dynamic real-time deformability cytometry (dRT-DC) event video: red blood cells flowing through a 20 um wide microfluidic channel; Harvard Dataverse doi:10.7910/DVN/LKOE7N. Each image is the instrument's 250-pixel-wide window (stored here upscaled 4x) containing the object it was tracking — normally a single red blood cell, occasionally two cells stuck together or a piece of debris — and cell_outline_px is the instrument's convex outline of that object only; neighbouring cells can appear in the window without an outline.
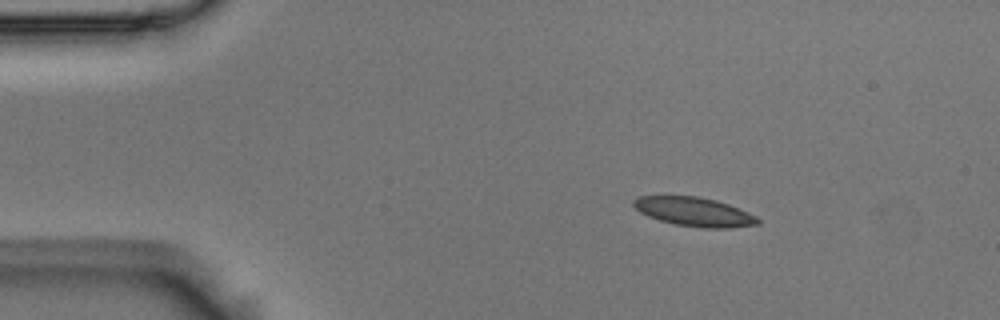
{"species": "Egyptian fruit bat (a non-hibernating species)", "species_latin": "Rousettus aegyptiacus", "temperature_condition": "room temperature", "stored_images_in_passage": 20, "camera_frame_rate_fps": 3000, "um_per_image_px": 0.085, "animal": {"sex": "male"}, "frame": {"image": 1, "passage_image": 1, "time_ms": 0.0, "image_size_px": [1000, 320], "cell_outline_px": [[760, 224], [732, 228], [700, 228], [676, 224], [660, 220], [648, 216], [640, 212], [632, 204], [632, 200], [640, 196], [696, 196], [716, 200], [728, 204], [748, 212], [756, 216], [760, 220]], "centroid_in_image_um": [59.03, 18.01], "position_along_channel_um": 26.0, "area_um2": 20.98}}
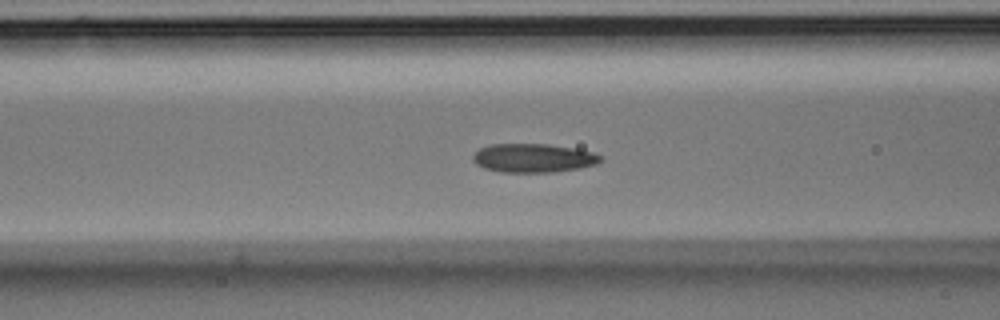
{"frame": {"image": 2, "passage_image": 14, "time_ms": 4.333, "image_size_px": [1000, 320], "cell_outline_px": [[604, 156], [596, 164], [580, 168], [552, 172], [500, 172], [484, 168], [476, 164], [472, 160], [472, 156], [480, 148], [488, 144], [548, 144], [596, 152]], "centroid_in_image_um": [45.33, 13.43], "position_along_channel_um": 121.3, "area_um2": 21.5}}
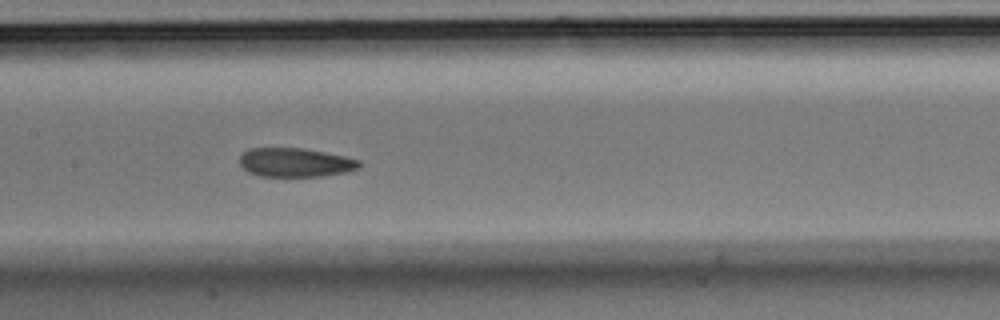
{"frame": {"image": 3, "passage_image": 19, "time_ms": 6.0, "image_size_px": [1000, 320], "cell_outline_px": [[360, 168], [348, 172], [324, 176], [260, 176], [248, 172], [240, 164], [240, 156], [248, 148], [300, 148], [324, 152], [344, 156], [360, 160]], "centroid_in_image_um": [25.12, 13.81], "position_along_channel_um": 182.3, "area_um2": 20.17}}